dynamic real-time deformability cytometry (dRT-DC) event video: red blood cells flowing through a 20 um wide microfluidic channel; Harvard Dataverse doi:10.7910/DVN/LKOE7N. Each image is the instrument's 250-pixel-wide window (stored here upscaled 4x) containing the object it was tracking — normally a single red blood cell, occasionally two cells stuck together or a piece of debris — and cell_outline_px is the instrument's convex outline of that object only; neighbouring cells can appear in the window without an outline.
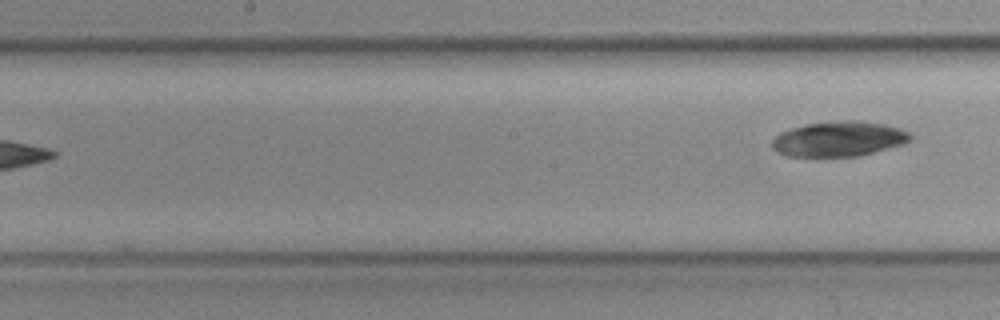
{"species": "common noctule bat (a hibernating species)", "species_latin": "Nyctalus noctula", "temperature_condition": "cold", "stored_images_in_passage": 8, "camera_frame_rate_fps": 3000, "um_per_image_px": 0.085, "animal": {"sex": "female", "body_mass_g": 19.3, "forearm_length_mm": 54.1}, "frame": {"image": 1, "passage_image": 8, "time_ms": 2.333, "image_size_px": [1000, 320], "cell_outline_px": [[912, 140], [900, 144], [872, 152], [856, 156], [788, 156], [776, 152], [772, 148], [772, 140], [780, 132], [792, 128], [808, 124], [836, 120], [856, 120], [884, 124], [900, 128], [908, 132], [912, 136]], "centroid_in_image_um": [71.27, 11.8], "position_along_channel_um": 176.9, "area_um2": 28.03}}